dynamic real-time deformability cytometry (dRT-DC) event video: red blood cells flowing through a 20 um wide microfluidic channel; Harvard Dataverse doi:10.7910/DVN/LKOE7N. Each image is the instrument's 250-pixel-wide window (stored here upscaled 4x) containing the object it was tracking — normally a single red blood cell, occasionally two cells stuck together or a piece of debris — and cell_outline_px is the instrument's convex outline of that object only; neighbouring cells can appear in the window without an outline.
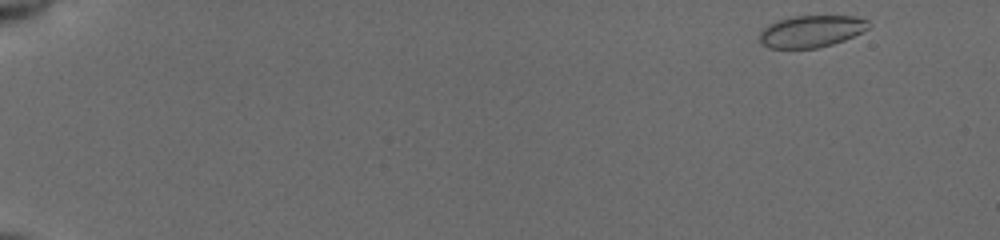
{"species": "common noctule bat (a hibernating species)", "species_latin": "Nyctalus noctula", "temperature_condition": "cold", "stored_images_in_passage": 51, "camera_frame_rate_fps": 3000, "um_per_image_px": 0.085, "animal": {"sex": "female", "body_mass_g": 19.5, "forearm_length_mm": 54.1}, "frame": {"image": 1, "passage_image": 1, "time_ms": 0.0, "image_size_px": [1000, 240], "cell_outline_px": [[868, 28], [844, 40], [832, 44], [816, 48], [768, 48], [760, 44], [760, 32], [768, 24], [792, 16], [856, 16], [868, 20]], "centroid_in_image_um": [68.92, 2.66], "position_along_channel_um": 16.1, "area_um2": 20.11}}
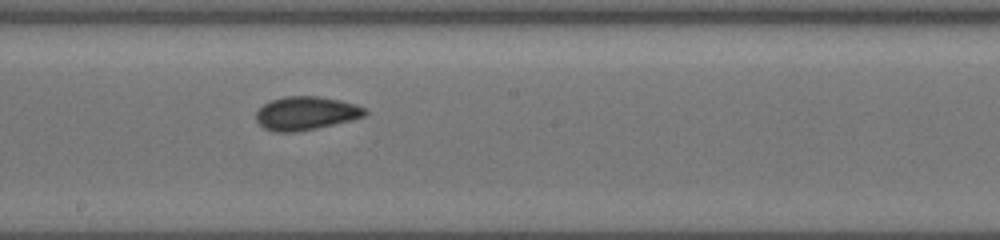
{"frame": {"image": 2, "passage_image": 29, "time_ms": 9.333, "image_size_px": [1000, 240], "cell_outline_px": [[368, 112], [364, 116], [352, 120], [316, 128], [296, 132], [276, 132], [264, 128], [256, 120], [256, 112], [268, 100], [284, 96], [320, 96], [340, 100], [356, 104], [368, 108]], "centroid_in_image_um": [26.02, 9.61], "position_along_channel_um": 222.2, "area_um2": 21.44}}
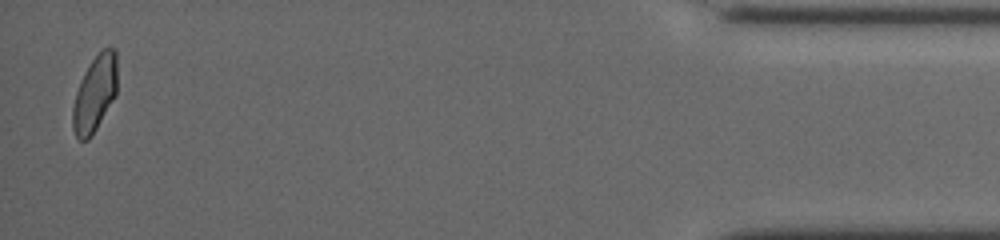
{"frame": {"image": 3, "passage_image": 50, "time_ms": 16.333, "image_size_px": [1000, 240], "cell_outline_px": [[116, 96], [92, 136], [88, 140], [80, 140], [76, 136], [72, 128], [72, 108], [76, 92], [80, 80], [84, 72], [100, 48], [116, 48]], "centroid_in_image_um": [8.05, 7.96], "position_along_channel_um": 427.1, "area_um2": 19.94}, "authors_computed_cell_mechanics": {"area_um2": 20.6346, "velocity_mm_per_s": 3.9355, "shape_relaxation_time_tau1_ms": 5.2551, "shape_relaxation_time_tau2_ms": 1.9009, "deformation_change_tau1": 0.1205, "deformation_change_tau2": 0.0533}}